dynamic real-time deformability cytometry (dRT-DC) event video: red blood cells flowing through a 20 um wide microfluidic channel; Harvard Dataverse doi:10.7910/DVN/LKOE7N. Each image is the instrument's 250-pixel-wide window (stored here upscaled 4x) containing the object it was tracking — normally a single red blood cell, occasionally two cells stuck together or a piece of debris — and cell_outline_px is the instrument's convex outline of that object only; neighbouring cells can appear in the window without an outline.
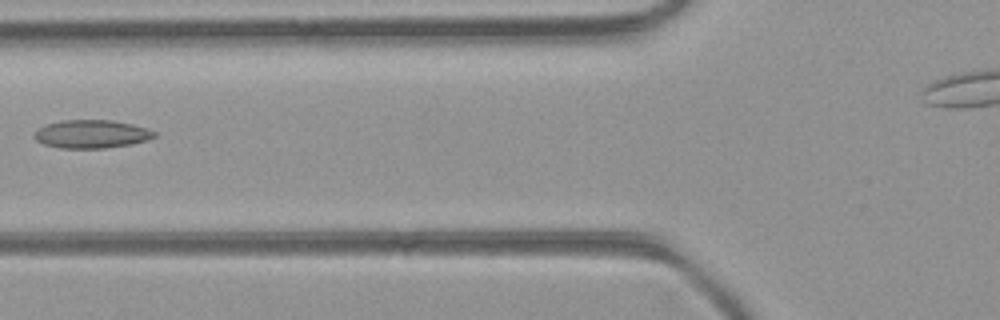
{"species": "common noctule bat (a hibernating species)", "species_latin": "Nyctalus noctula", "temperature_condition": "room temperature", "stored_images_in_passage": 6, "camera_frame_rate_fps": 3000, "um_per_image_px": 0.085, "animal": {"sex": "female", "body_mass_g": 21.9}, "frame": {"image": 1, "passage_image": 6, "time_ms": 1.667, "image_size_px": [1000, 320], "cell_outline_px": [[156, 136], [148, 140], [132, 144], [104, 148], [60, 148], [44, 144], [36, 140], [32, 136], [32, 132], [36, 128], [44, 124], [60, 120], [112, 120], [132, 124], [148, 128], [156, 132]], "centroid_in_image_um": [7.74, 11.38], "position_along_channel_um": 118.1, "area_um2": 20.11}}